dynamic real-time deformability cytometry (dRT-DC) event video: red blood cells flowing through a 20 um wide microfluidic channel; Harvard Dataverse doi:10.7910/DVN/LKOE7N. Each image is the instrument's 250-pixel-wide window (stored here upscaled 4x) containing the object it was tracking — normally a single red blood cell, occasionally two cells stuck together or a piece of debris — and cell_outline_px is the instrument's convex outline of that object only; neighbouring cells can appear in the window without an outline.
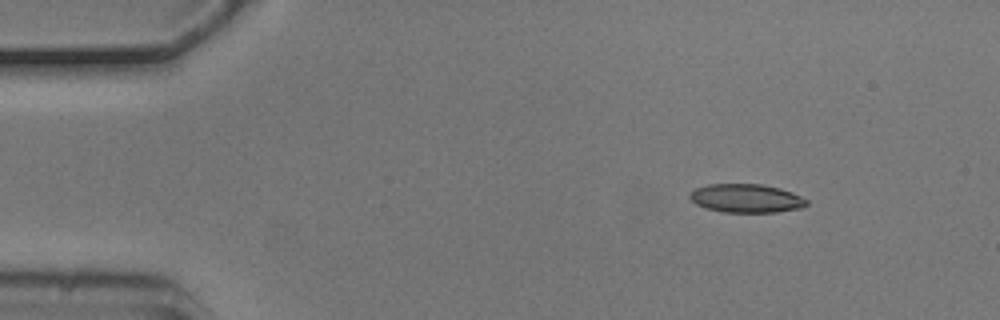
{"species": "common noctule bat (a hibernating species)", "species_latin": "Nyctalus noctula", "temperature_condition": "cold", "stored_images_in_passage": 2, "camera_frame_rate_fps": 3000, "um_per_image_px": 0.085, "animal": {"sex": "male", "body_mass_g": 20.5, "forearm_length_mm": 52.5}, "frame": {"image": 1, "passage_image": 1, "time_ms": 0.0, "image_size_px": [1000, 320], "cell_outline_px": [[808, 204], [804, 208], [776, 212], [720, 212], [704, 208], [696, 204], [688, 196], [696, 188], [708, 184], [760, 184], [780, 188], [792, 192], [808, 200]], "centroid_in_image_um": [63.45, 16.86], "position_along_channel_um": 21.6, "area_um2": 19.59}}